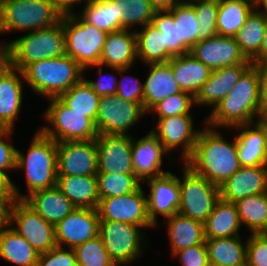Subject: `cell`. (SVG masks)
Instances as JSON below:
<instances>
[{
    "label": "cell",
    "mask_w": 267,
    "mask_h": 266,
    "mask_svg": "<svg viewBox=\"0 0 267 266\" xmlns=\"http://www.w3.org/2000/svg\"><path fill=\"white\" fill-rule=\"evenodd\" d=\"M198 176L221 186L242 166L238 158L237 139L223 138L218 128L201 129L192 155L183 163Z\"/></svg>",
    "instance_id": "1"
},
{
    "label": "cell",
    "mask_w": 267,
    "mask_h": 266,
    "mask_svg": "<svg viewBox=\"0 0 267 266\" xmlns=\"http://www.w3.org/2000/svg\"><path fill=\"white\" fill-rule=\"evenodd\" d=\"M260 114L258 66L252 65L228 95L210 111L205 123L212 128L230 129L258 121Z\"/></svg>",
    "instance_id": "2"
},
{
    "label": "cell",
    "mask_w": 267,
    "mask_h": 266,
    "mask_svg": "<svg viewBox=\"0 0 267 266\" xmlns=\"http://www.w3.org/2000/svg\"><path fill=\"white\" fill-rule=\"evenodd\" d=\"M21 71L32 91L48 99L59 97L84 78V69L66 54L27 64Z\"/></svg>",
    "instance_id": "3"
},
{
    "label": "cell",
    "mask_w": 267,
    "mask_h": 266,
    "mask_svg": "<svg viewBox=\"0 0 267 266\" xmlns=\"http://www.w3.org/2000/svg\"><path fill=\"white\" fill-rule=\"evenodd\" d=\"M6 62L22 70L27 64L65 54V33L60 20L51 27L28 32L6 43Z\"/></svg>",
    "instance_id": "4"
},
{
    "label": "cell",
    "mask_w": 267,
    "mask_h": 266,
    "mask_svg": "<svg viewBox=\"0 0 267 266\" xmlns=\"http://www.w3.org/2000/svg\"><path fill=\"white\" fill-rule=\"evenodd\" d=\"M57 165V142L38 130L26 155L17 149L16 169L26 172L25 180L29 191L28 194L21 195V200L36 191L56 186Z\"/></svg>",
    "instance_id": "5"
},
{
    "label": "cell",
    "mask_w": 267,
    "mask_h": 266,
    "mask_svg": "<svg viewBox=\"0 0 267 266\" xmlns=\"http://www.w3.org/2000/svg\"><path fill=\"white\" fill-rule=\"evenodd\" d=\"M62 15L52 0H5L0 4V34L51 27Z\"/></svg>",
    "instance_id": "6"
},
{
    "label": "cell",
    "mask_w": 267,
    "mask_h": 266,
    "mask_svg": "<svg viewBox=\"0 0 267 266\" xmlns=\"http://www.w3.org/2000/svg\"><path fill=\"white\" fill-rule=\"evenodd\" d=\"M60 20L65 33V54L83 69L98 65L108 33L85 22L74 12L62 15Z\"/></svg>",
    "instance_id": "7"
},
{
    "label": "cell",
    "mask_w": 267,
    "mask_h": 266,
    "mask_svg": "<svg viewBox=\"0 0 267 266\" xmlns=\"http://www.w3.org/2000/svg\"><path fill=\"white\" fill-rule=\"evenodd\" d=\"M50 105L44 112L45 121L52 127L42 126L38 130L57 143L63 141L94 140L99 133L95 123L79 113L68 108L58 97L49 98Z\"/></svg>",
    "instance_id": "8"
},
{
    "label": "cell",
    "mask_w": 267,
    "mask_h": 266,
    "mask_svg": "<svg viewBox=\"0 0 267 266\" xmlns=\"http://www.w3.org/2000/svg\"><path fill=\"white\" fill-rule=\"evenodd\" d=\"M182 179L179 178L180 206L182 216L205 223L220 199L219 186L198 176L185 164Z\"/></svg>",
    "instance_id": "9"
},
{
    "label": "cell",
    "mask_w": 267,
    "mask_h": 266,
    "mask_svg": "<svg viewBox=\"0 0 267 266\" xmlns=\"http://www.w3.org/2000/svg\"><path fill=\"white\" fill-rule=\"evenodd\" d=\"M141 228L125 222L100 221L99 236L117 266L130 265L143 253L145 235Z\"/></svg>",
    "instance_id": "10"
},
{
    "label": "cell",
    "mask_w": 267,
    "mask_h": 266,
    "mask_svg": "<svg viewBox=\"0 0 267 266\" xmlns=\"http://www.w3.org/2000/svg\"><path fill=\"white\" fill-rule=\"evenodd\" d=\"M7 223L39 254L57 246L55 226L45 221L24 200H15L8 206Z\"/></svg>",
    "instance_id": "11"
},
{
    "label": "cell",
    "mask_w": 267,
    "mask_h": 266,
    "mask_svg": "<svg viewBox=\"0 0 267 266\" xmlns=\"http://www.w3.org/2000/svg\"><path fill=\"white\" fill-rule=\"evenodd\" d=\"M148 114L139 102L124 100L112 95L99 99L95 126L99 134L129 135L130 131L141 117Z\"/></svg>",
    "instance_id": "12"
},
{
    "label": "cell",
    "mask_w": 267,
    "mask_h": 266,
    "mask_svg": "<svg viewBox=\"0 0 267 266\" xmlns=\"http://www.w3.org/2000/svg\"><path fill=\"white\" fill-rule=\"evenodd\" d=\"M100 221L125 222L140 227H154L147 214V197L141 186L138 190L120 196L99 199Z\"/></svg>",
    "instance_id": "13"
},
{
    "label": "cell",
    "mask_w": 267,
    "mask_h": 266,
    "mask_svg": "<svg viewBox=\"0 0 267 266\" xmlns=\"http://www.w3.org/2000/svg\"><path fill=\"white\" fill-rule=\"evenodd\" d=\"M156 128L150 130L169 153L182 147L181 158L184 162L192 155L200 130L194 128L191 114L158 118ZM181 145V146H180Z\"/></svg>",
    "instance_id": "14"
},
{
    "label": "cell",
    "mask_w": 267,
    "mask_h": 266,
    "mask_svg": "<svg viewBox=\"0 0 267 266\" xmlns=\"http://www.w3.org/2000/svg\"><path fill=\"white\" fill-rule=\"evenodd\" d=\"M57 176H86L98 173L94 140L57 143Z\"/></svg>",
    "instance_id": "15"
},
{
    "label": "cell",
    "mask_w": 267,
    "mask_h": 266,
    "mask_svg": "<svg viewBox=\"0 0 267 266\" xmlns=\"http://www.w3.org/2000/svg\"><path fill=\"white\" fill-rule=\"evenodd\" d=\"M100 218L97 209L76 208L55 226L59 247L74 249L99 235Z\"/></svg>",
    "instance_id": "16"
},
{
    "label": "cell",
    "mask_w": 267,
    "mask_h": 266,
    "mask_svg": "<svg viewBox=\"0 0 267 266\" xmlns=\"http://www.w3.org/2000/svg\"><path fill=\"white\" fill-rule=\"evenodd\" d=\"M129 135L99 134L95 139L98 173L135 174Z\"/></svg>",
    "instance_id": "17"
},
{
    "label": "cell",
    "mask_w": 267,
    "mask_h": 266,
    "mask_svg": "<svg viewBox=\"0 0 267 266\" xmlns=\"http://www.w3.org/2000/svg\"><path fill=\"white\" fill-rule=\"evenodd\" d=\"M150 186L147 197V214L151 223L157 227L158 215L169 218L176 213L180 206L179 178L170 171L151 177L142 182Z\"/></svg>",
    "instance_id": "18"
},
{
    "label": "cell",
    "mask_w": 267,
    "mask_h": 266,
    "mask_svg": "<svg viewBox=\"0 0 267 266\" xmlns=\"http://www.w3.org/2000/svg\"><path fill=\"white\" fill-rule=\"evenodd\" d=\"M190 53L211 70L236 64L252 63L241 52L234 37L217 35L200 40L193 46Z\"/></svg>",
    "instance_id": "19"
},
{
    "label": "cell",
    "mask_w": 267,
    "mask_h": 266,
    "mask_svg": "<svg viewBox=\"0 0 267 266\" xmlns=\"http://www.w3.org/2000/svg\"><path fill=\"white\" fill-rule=\"evenodd\" d=\"M23 81L21 70L11 67L7 62L0 66V129L15 127L22 107Z\"/></svg>",
    "instance_id": "20"
},
{
    "label": "cell",
    "mask_w": 267,
    "mask_h": 266,
    "mask_svg": "<svg viewBox=\"0 0 267 266\" xmlns=\"http://www.w3.org/2000/svg\"><path fill=\"white\" fill-rule=\"evenodd\" d=\"M252 65V63H242L212 70L208 80L194 96L195 105H207L212 107L210 111L213 110Z\"/></svg>",
    "instance_id": "21"
},
{
    "label": "cell",
    "mask_w": 267,
    "mask_h": 266,
    "mask_svg": "<svg viewBox=\"0 0 267 266\" xmlns=\"http://www.w3.org/2000/svg\"><path fill=\"white\" fill-rule=\"evenodd\" d=\"M220 198L235 203L248 196L267 192V165L242 166L220 187Z\"/></svg>",
    "instance_id": "22"
},
{
    "label": "cell",
    "mask_w": 267,
    "mask_h": 266,
    "mask_svg": "<svg viewBox=\"0 0 267 266\" xmlns=\"http://www.w3.org/2000/svg\"><path fill=\"white\" fill-rule=\"evenodd\" d=\"M135 140L132 139V161L135 175L142 182L168 172L163 171L161 167L163 156H168L169 153L151 131L139 140Z\"/></svg>",
    "instance_id": "23"
},
{
    "label": "cell",
    "mask_w": 267,
    "mask_h": 266,
    "mask_svg": "<svg viewBox=\"0 0 267 266\" xmlns=\"http://www.w3.org/2000/svg\"><path fill=\"white\" fill-rule=\"evenodd\" d=\"M117 30L108 33L102 47L99 64L103 67L131 68L136 63L137 45L135 30Z\"/></svg>",
    "instance_id": "24"
},
{
    "label": "cell",
    "mask_w": 267,
    "mask_h": 266,
    "mask_svg": "<svg viewBox=\"0 0 267 266\" xmlns=\"http://www.w3.org/2000/svg\"><path fill=\"white\" fill-rule=\"evenodd\" d=\"M146 65L149 66L150 73L143 83V108L148 113L159 101L182 90L176 82L169 62Z\"/></svg>",
    "instance_id": "25"
},
{
    "label": "cell",
    "mask_w": 267,
    "mask_h": 266,
    "mask_svg": "<svg viewBox=\"0 0 267 266\" xmlns=\"http://www.w3.org/2000/svg\"><path fill=\"white\" fill-rule=\"evenodd\" d=\"M241 133L235 135L237 139L238 158L241 166L266 165L265 132L264 126L259 122L243 124L232 127Z\"/></svg>",
    "instance_id": "26"
},
{
    "label": "cell",
    "mask_w": 267,
    "mask_h": 266,
    "mask_svg": "<svg viewBox=\"0 0 267 266\" xmlns=\"http://www.w3.org/2000/svg\"><path fill=\"white\" fill-rule=\"evenodd\" d=\"M24 201L45 221L54 226L76 209L57 186L36 191Z\"/></svg>",
    "instance_id": "27"
},
{
    "label": "cell",
    "mask_w": 267,
    "mask_h": 266,
    "mask_svg": "<svg viewBox=\"0 0 267 266\" xmlns=\"http://www.w3.org/2000/svg\"><path fill=\"white\" fill-rule=\"evenodd\" d=\"M56 186L76 208L97 209L99 193L96 175L57 176Z\"/></svg>",
    "instance_id": "28"
},
{
    "label": "cell",
    "mask_w": 267,
    "mask_h": 266,
    "mask_svg": "<svg viewBox=\"0 0 267 266\" xmlns=\"http://www.w3.org/2000/svg\"><path fill=\"white\" fill-rule=\"evenodd\" d=\"M176 82L182 91L195 96L201 86L208 80L212 70L191 53L172 57L169 61Z\"/></svg>",
    "instance_id": "29"
},
{
    "label": "cell",
    "mask_w": 267,
    "mask_h": 266,
    "mask_svg": "<svg viewBox=\"0 0 267 266\" xmlns=\"http://www.w3.org/2000/svg\"><path fill=\"white\" fill-rule=\"evenodd\" d=\"M167 222V223H166ZM170 252H176L205 242L204 223L182 216L179 213L166 218Z\"/></svg>",
    "instance_id": "30"
},
{
    "label": "cell",
    "mask_w": 267,
    "mask_h": 266,
    "mask_svg": "<svg viewBox=\"0 0 267 266\" xmlns=\"http://www.w3.org/2000/svg\"><path fill=\"white\" fill-rule=\"evenodd\" d=\"M240 238H205L210 266H246L247 240Z\"/></svg>",
    "instance_id": "31"
},
{
    "label": "cell",
    "mask_w": 267,
    "mask_h": 266,
    "mask_svg": "<svg viewBox=\"0 0 267 266\" xmlns=\"http://www.w3.org/2000/svg\"><path fill=\"white\" fill-rule=\"evenodd\" d=\"M39 253L6 223L0 227V257L18 266H37Z\"/></svg>",
    "instance_id": "32"
},
{
    "label": "cell",
    "mask_w": 267,
    "mask_h": 266,
    "mask_svg": "<svg viewBox=\"0 0 267 266\" xmlns=\"http://www.w3.org/2000/svg\"><path fill=\"white\" fill-rule=\"evenodd\" d=\"M241 222L235 203L221 198L204 223L205 238H224L240 236Z\"/></svg>",
    "instance_id": "33"
},
{
    "label": "cell",
    "mask_w": 267,
    "mask_h": 266,
    "mask_svg": "<svg viewBox=\"0 0 267 266\" xmlns=\"http://www.w3.org/2000/svg\"><path fill=\"white\" fill-rule=\"evenodd\" d=\"M253 10L254 3L249 0H219L218 36L234 37Z\"/></svg>",
    "instance_id": "34"
},
{
    "label": "cell",
    "mask_w": 267,
    "mask_h": 266,
    "mask_svg": "<svg viewBox=\"0 0 267 266\" xmlns=\"http://www.w3.org/2000/svg\"><path fill=\"white\" fill-rule=\"evenodd\" d=\"M241 225L252 234L267 233V192L235 202Z\"/></svg>",
    "instance_id": "35"
},
{
    "label": "cell",
    "mask_w": 267,
    "mask_h": 266,
    "mask_svg": "<svg viewBox=\"0 0 267 266\" xmlns=\"http://www.w3.org/2000/svg\"><path fill=\"white\" fill-rule=\"evenodd\" d=\"M266 25L267 16L253 10L247 17L245 24L234 36L241 52L247 59L251 60L259 52Z\"/></svg>",
    "instance_id": "36"
},
{
    "label": "cell",
    "mask_w": 267,
    "mask_h": 266,
    "mask_svg": "<svg viewBox=\"0 0 267 266\" xmlns=\"http://www.w3.org/2000/svg\"><path fill=\"white\" fill-rule=\"evenodd\" d=\"M79 16L87 23L107 33L122 30L117 6L112 0H89Z\"/></svg>",
    "instance_id": "37"
},
{
    "label": "cell",
    "mask_w": 267,
    "mask_h": 266,
    "mask_svg": "<svg viewBox=\"0 0 267 266\" xmlns=\"http://www.w3.org/2000/svg\"><path fill=\"white\" fill-rule=\"evenodd\" d=\"M137 59L145 64L166 63V46L163 34L152 23L142 27L141 31L135 29Z\"/></svg>",
    "instance_id": "38"
},
{
    "label": "cell",
    "mask_w": 267,
    "mask_h": 266,
    "mask_svg": "<svg viewBox=\"0 0 267 266\" xmlns=\"http://www.w3.org/2000/svg\"><path fill=\"white\" fill-rule=\"evenodd\" d=\"M58 98L68 108L84 113V116L89 117L95 123L100 96L94 92L84 78L62 93Z\"/></svg>",
    "instance_id": "39"
},
{
    "label": "cell",
    "mask_w": 267,
    "mask_h": 266,
    "mask_svg": "<svg viewBox=\"0 0 267 266\" xmlns=\"http://www.w3.org/2000/svg\"><path fill=\"white\" fill-rule=\"evenodd\" d=\"M117 6L118 20L123 29L133 30V26L142 27L152 23L156 9L149 0H112Z\"/></svg>",
    "instance_id": "40"
},
{
    "label": "cell",
    "mask_w": 267,
    "mask_h": 266,
    "mask_svg": "<svg viewBox=\"0 0 267 266\" xmlns=\"http://www.w3.org/2000/svg\"><path fill=\"white\" fill-rule=\"evenodd\" d=\"M152 24L163 34L166 62L172 57L190 53L191 50L183 42H179L178 22H174L169 10H156Z\"/></svg>",
    "instance_id": "41"
},
{
    "label": "cell",
    "mask_w": 267,
    "mask_h": 266,
    "mask_svg": "<svg viewBox=\"0 0 267 266\" xmlns=\"http://www.w3.org/2000/svg\"><path fill=\"white\" fill-rule=\"evenodd\" d=\"M169 11L174 17V22H178L179 42H183L191 50L199 42L201 29L194 7L188 1L183 0Z\"/></svg>",
    "instance_id": "42"
},
{
    "label": "cell",
    "mask_w": 267,
    "mask_h": 266,
    "mask_svg": "<svg viewBox=\"0 0 267 266\" xmlns=\"http://www.w3.org/2000/svg\"><path fill=\"white\" fill-rule=\"evenodd\" d=\"M99 199L129 194L141 187L135 174L97 173Z\"/></svg>",
    "instance_id": "43"
},
{
    "label": "cell",
    "mask_w": 267,
    "mask_h": 266,
    "mask_svg": "<svg viewBox=\"0 0 267 266\" xmlns=\"http://www.w3.org/2000/svg\"><path fill=\"white\" fill-rule=\"evenodd\" d=\"M77 266H117L108 255L100 236L75 247Z\"/></svg>",
    "instance_id": "44"
},
{
    "label": "cell",
    "mask_w": 267,
    "mask_h": 266,
    "mask_svg": "<svg viewBox=\"0 0 267 266\" xmlns=\"http://www.w3.org/2000/svg\"><path fill=\"white\" fill-rule=\"evenodd\" d=\"M188 2L194 7L197 21L201 26L199 41L217 36L219 0H188Z\"/></svg>",
    "instance_id": "45"
},
{
    "label": "cell",
    "mask_w": 267,
    "mask_h": 266,
    "mask_svg": "<svg viewBox=\"0 0 267 266\" xmlns=\"http://www.w3.org/2000/svg\"><path fill=\"white\" fill-rule=\"evenodd\" d=\"M195 105L194 96L188 92L181 91L173 94L154 105L149 112L156 113L158 118L191 114L190 110Z\"/></svg>",
    "instance_id": "46"
},
{
    "label": "cell",
    "mask_w": 267,
    "mask_h": 266,
    "mask_svg": "<svg viewBox=\"0 0 267 266\" xmlns=\"http://www.w3.org/2000/svg\"><path fill=\"white\" fill-rule=\"evenodd\" d=\"M131 68H117L111 67V70L120 74L121 80L118 79L117 84V93L116 95L123 98L124 100L139 102L143 105V83L140 79L135 78L130 75H124L125 73L130 72Z\"/></svg>",
    "instance_id": "47"
},
{
    "label": "cell",
    "mask_w": 267,
    "mask_h": 266,
    "mask_svg": "<svg viewBox=\"0 0 267 266\" xmlns=\"http://www.w3.org/2000/svg\"><path fill=\"white\" fill-rule=\"evenodd\" d=\"M246 266H267V233L250 234L247 238Z\"/></svg>",
    "instance_id": "48"
},
{
    "label": "cell",
    "mask_w": 267,
    "mask_h": 266,
    "mask_svg": "<svg viewBox=\"0 0 267 266\" xmlns=\"http://www.w3.org/2000/svg\"><path fill=\"white\" fill-rule=\"evenodd\" d=\"M37 266H77L74 250L56 246L39 254Z\"/></svg>",
    "instance_id": "49"
},
{
    "label": "cell",
    "mask_w": 267,
    "mask_h": 266,
    "mask_svg": "<svg viewBox=\"0 0 267 266\" xmlns=\"http://www.w3.org/2000/svg\"><path fill=\"white\" fill-rule=\"evenodd\" d=\"M182 266H210L205 242L176 252Z\"/></svg>",
    "instance_id": "50"
},
{
    "label": "cell",
    "mask_w": 267,
    "mask_h": 266,
    "mask_svg": "<svg viewBox=\"0 0 267 266\" xmlns=\"http://www.w3.org/2000/svg\"><path fill=\"white\" fill-rule=\"evenodd\" d=\"M13 129H0V170L6 172L16 169L17 149L8 140L13 136Z\"/></svg>",
    "instance_id": "51"
},
{
    "label": "cell",
    "mask_w": 267,
    "mask_h": 266,
    "mask_svg": "<svg viewBox=\"0 0 267 266\" xmlns=\"http://www.w3.org/2000/svg\"><path fill=\"white\" fill-rule=\"evenodd\" d=\"M94 66L98 67L97 68V73H98V80L94 81V80H87L86 78H84L86 80V82L92 87V89L94 90V92L99 95L100 97L103 96H112V95H116L117 93V84H118V79L117 77L113 76L112 74L105 80V74H103V67L102 65L98 64V65H91V66H87L84 68V71L86 69H89L90 67ZM105 77V78H104Z\"/></svg>",
    "instance_id": "52"
},
{
    "label": "cell",
    "mask_w": 267,
    "mask_h": 266,
    "mask_svg": "<svg viewBox=\"0 0 267 266\" xmlns=\"http://www.w3.org/2000/svg\"><path fill=\"white\" fill-rule=\"evenodd\" d=\"M21 191L13 183L7 172L0 170V199L10 206L15 200H21Z\"/></svg>",
    "instance_id": "53"
},
{
    "label": "cell",
    "mask_w": 267,
    "mask_h": 266,
    "mask_svg": "<svg viewBox=\"0 0 267 266\" xmlns=\"http://www.w3.org/2000/svg\"><path fill=\"white\" fill-rule=\"evenodd\" d=\"M261 110L267 105V65L258 66Z\"/></svg>",
    "instance_id": "54"
},
{
    "label": "cell",
    "mask_w": 267,
    "mask_h": 266,
    "mask_svg": "<svg viewBox=\"0 0 267 266\" xmlns=\"http://www.w3.org/2000/svg\"><path fill=\"white\" fill-rule=\"evenodd\" d=\"M55 7L64 15V14H70L73 13L74 6L75 4H80L84 3V5L89 1V0H52Z\"/></svg>",
    "instance_id": "55"
},
{
    "label": "cell",
    "mask_w": 267,
    "mask_h": 266,
    "mask_svg": "<svg viewBox=\"0 0 267 266\" xmlns=\"http://www.w3.org/2000/svg\"><path fill=\"white\" fill-rule=\"evenodd\" d=\"M251 62L254 66H259L267 63V25L259 52L251 59Z\"/></svg>",
    "instance_id": "56"
},
{
    "label": "cell",
    "mask_w": 267,
    "mask_h": 266,
    "mask_svg": "<svg viewBox=\"0 0 267 266\" xmlns=\"http://www.w3.org/2000/svg\"><path fill=\"white\" fill-rule=\"evenodd\" d=\"M156 10H170L182 0H149Z\"/></svg>",
    "instance_id": "57"
},
{
    "label": "cell",
    "mask_w": 267,
    "mask_h": 266,
    "mask_svg": "<svg viewBox=\"0 0 267 266\" xmlns=\"http://www.w3.org/2000/svg\"><path fill=\"white\" fill-rule=\"evenodd\" d=\"M8 206L0 199V227L7 223Z\"/></svg>",
    "instance_id": "58"
},
{
    "label": "cell",
    "mask_w": 267,
    "mask_h": 266,
    "mask_svg": "<svg viewBox=\"0 0 267 266\" xmlns=\"http://www.w3.org/2000/svg\"><path fill=\"white\" fill-rule=\"evenodd\" d=\"M260 6L264 9H259L261 8ZM254 10L267 16V0H256L254 3Z\"/></svg>",
    "instance_id": "59"
},
{
    "label": "cell",
    "mask_w": 267,
    "mask_h": 266,
    "mask_svg": "<svg viewBox=\"0 0 267 266\" xmlns=\"http://www.w3.org/2000/svg\"><path fill=\"white\" fill-rule=\"evenodd\" d=\"M6 48V44H0V66L6 63Z\"/></svg>",
    "instance_id": "60"
},
{
    "label": "cell",
    "mask_w": 267,
    "mask_h": 266,
    "mask_svg": "<svg viewBox=\"0 0 267 266\" xmlns=\"http://www.w3.org/2000/svg\"><path fill=\"white\" fill-rule=\"evenodd\" d=\"M261 124L267 125V105L261 110L260 118L258 120Z\"/></svg>",
    "instance_id": "61"
},
{
    "label": "cell",
    "mask_w": 267,
    "mask_h": 266,
    "mask_svg": "<svg viewBox=\"0 0 267 266\" xmlns=\"http://www.w3.org/2000/svg\"><path fill=\"white\" fill-rule=\"evenodd\" d=\"M264 126V132H265V155H266V165H267V125L262 124Z\"/></svg>",
    "instance_id": "62"
}]
</instances>
